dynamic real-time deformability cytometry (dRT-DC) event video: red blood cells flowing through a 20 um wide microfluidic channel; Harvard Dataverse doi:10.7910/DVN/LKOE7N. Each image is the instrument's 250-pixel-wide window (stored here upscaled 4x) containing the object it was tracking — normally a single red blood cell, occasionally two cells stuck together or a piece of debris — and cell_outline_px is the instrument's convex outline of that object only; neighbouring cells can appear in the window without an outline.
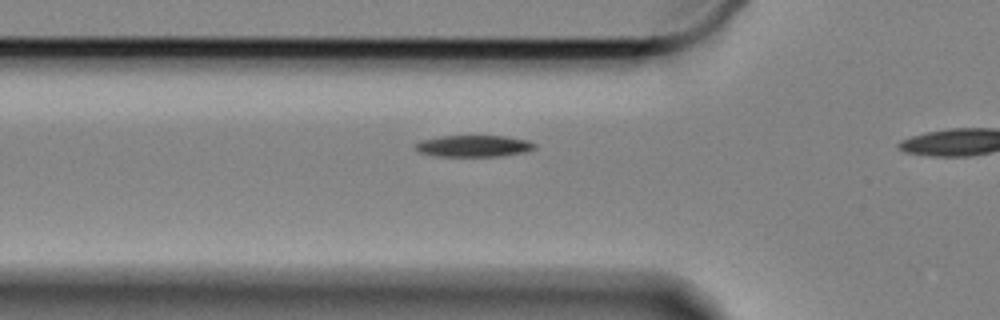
{"species": "Egyptian fruit bat (a non-hibernating species)", "species_latin": "Rousettus aegyptiacus", "temperature_condition": "cold", "stored_images_in_passage": 15, "camera_frame_rate_fps": 3000, "um_per_image_px": 0.085, "animal": {"sex": "female"}, "frame": {"image": 1, "passage_image": 13, "time_ms": 4.0, "image_size_px": [1000, 320], "cell_outline_px": [[536, 148], [524, 152], [500, 156], [436, 156], [420, 152], [416, 148], [416, 144], [420, 140], [440, 136], [504, 136], [528, 140], [536, 144]], "centroid_in_image_um": [40.28, 12.41], "position_along_channel_um": 85.5, "area_um2": 14.91}}